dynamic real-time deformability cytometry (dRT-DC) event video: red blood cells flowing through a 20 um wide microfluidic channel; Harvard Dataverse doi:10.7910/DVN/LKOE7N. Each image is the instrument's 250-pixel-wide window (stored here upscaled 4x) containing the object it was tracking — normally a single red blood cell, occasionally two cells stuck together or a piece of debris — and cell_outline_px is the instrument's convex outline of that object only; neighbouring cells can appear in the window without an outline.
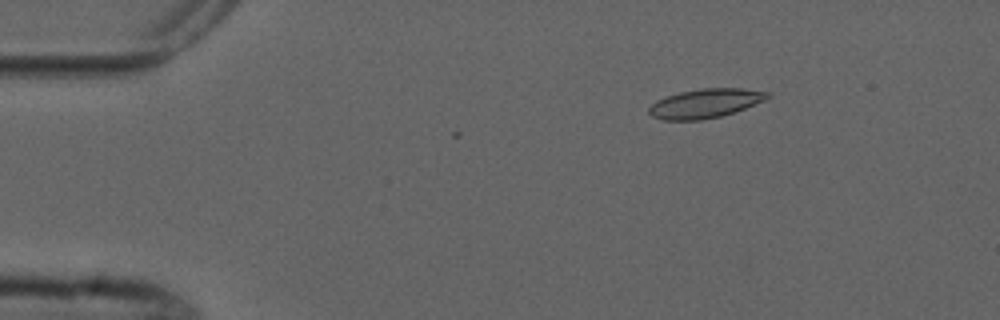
{"species": "common noctule bat (a hibernating species)", "species_latin": "Nyctalus noctula", "temperature_condition": "cold", "stored_images_in_passage": 5, "camera_frame_rate_fps": 3000, "um_per_image_px": 0.085, "animal": {"sex": "male", "forearm_length_mm": 52.5}, "frame": {"image": 1, "passage_image": 3, "time_ms": 2.333, "image_size_px": [1000, 320], "cell_outline_px": [[772, 96], [764, 100], [744, 108], [720, 116], [700, 120], [664, 120], [652, 116], [648, 112], [648, 108], [656, 100], [680, 92], [704, 88], [740, 88], [768, 92]], "centroid_in_image_um": [59.92, 8.78], "position_along_channel_um": 25.1, "area_um2": 19.83}}